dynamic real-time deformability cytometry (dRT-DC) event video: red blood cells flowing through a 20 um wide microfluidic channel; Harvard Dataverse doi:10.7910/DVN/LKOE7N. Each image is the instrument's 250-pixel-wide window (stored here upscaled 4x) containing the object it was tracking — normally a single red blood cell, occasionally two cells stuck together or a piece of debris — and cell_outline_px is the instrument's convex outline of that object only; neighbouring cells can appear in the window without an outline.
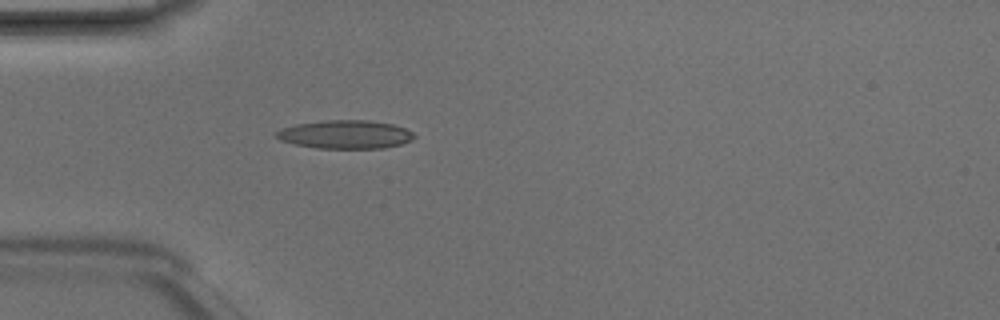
{"species": "Egyptian fruit bat (a non-hibernating species)", "species_latin": "Rousettus aegyptiacus", "temperature_condition": "room temperature", "stored_images_in_passage": 3, "camera_frame_rate_fps": 3000, "um_per_image_px": 0.085, "animal": {"sex": "male"}, "frame": {"image": 1, "passage_image": 3, "time_ms": 0.667, "image_size_px": [1000, 320], "cell_outline_px": [[416, 136], [412, 140], [400, 144], [384, 148], [316, 148], [296, 144], [280, 140], [276, 136], [276, 132], [284, 128], [296, 124], [324, 120], [368, 120], [392, 124], [404, 128], [412, 132]], "centroid_in_image_um": [29.38, 11.42], "position_along_channel_um": 55.6, "area_um2": 22.66}}